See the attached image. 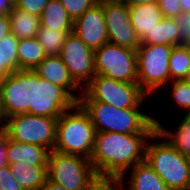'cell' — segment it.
<instances>
[{"label":"cell","mask_w":190,"mask_h":190,"mask_svg":"<svg viewBox=\"0 0 190 190\" xmlns=\"http://www.w3.org/2000/svg\"><path fill=\"white\" fill-rule=\"evenodd\" d=\"M153 133L125 134L96 132L90 161L98 176H121L126 182L128 170L145 161V149Z\"/></svg>","instance_id":"1"},{"label":"cell","mask_w":190,"mask_h":190,"mask_svg":"<svg viewBox=\"0 0 190 190\" xmlns=\"http://www.w3.org/2000/svg\"><path fill=\"white\" fill-rule=\"evenodd\" d=\"M89 114L96 132L154 133L156 123L142 108L119 109L103 102H78Z\"/></svg>","instance_id":"2"},{"label":"cell","mask_w":190,"mask_h":190,"mask_svg":"<svg viewBox=\"0 0 190 190\" xmlns=\"http://www.w3.org/2000/svg\"><path fill=\"white\" fill-rule=\"evenodd\" d=\"M145 161L171 190H190V160L157 130L147 141Z\"/></svg>","instance_id":"3"},{"label":"cell","mask_w":190,"mask_h":190,"mask_svg":"<svg viewBox=\"0 0 190 190\" xmlns=\"http://www.w3.org/2000/svg\"><path fill=\"white\" fill-rule=\"evenodd\" d=\"M95 134L89 114L77 102L58 118L54 151L90 159L94 150Z\"/></svg>","instance_id":"4"},{"label":"cell","mask_w":190,"mask_h":190,"mask_svg":"<svg viewBox=\"0 0 190 190\" xmlns=\"http://www.w3.org/2000/svg\"><path fill=\"white\" fill-rule=\"evenodd\" d=\"M148 96L138 83L120 82L95 75L82 89L78 102H103L119 109L142 108Z\"/></svg>","instance_id":"5"},{"label":"cell","mask_w":190,"mask_h":190,"mask_svg":"<svg viewBox=\"0 0 190 190\" xmlns=\"http://www.w3.org/2000/svg\"><path fill=\"white\" fill-rule=\"evenodd\" d=\"M173 47L165 44H141L136 50L138 84L148 96L169 84V58Z\"/></svg>","instance_id":"6"},{"label":"cell","mask_w":190,"mask_h":190,"mask_svg":"<svg viewBox=\"0 0 190 190\" xmlns=\"http://www.w3.org/2000/svg\"><path fill=\"white\" fill-rule=\"evenodd\" d=\"M48 179L62 185L66 190H88L98 176L90 159L51 151L47 164Z\"/></svg>","instance_id":"7"},{"label":"cell","mask_w":190,"mask_h":190,"mask_svg":"<svg viewBox=\"0 0 190 190\" xmlns=\"http://www.w3.org/2000/svg\"><path fill=\"white\" fill-rule=\"evenodd\" d=\"M58 118L29 113L12 115L6 119L8 137L21 143L35 144L54 150Z\"/></svg>","instance_id":"8"},{"label":"cell","mask_w":190,"mask_h":190,"mask_svg":"<svg viewBox=\"0 0 190 190\" xmlns=\"http://www.w3.org/2000/svg\"><path fill=\"white\" fill-rule=\"evenodd\" d=\"M137 54L130 48L107 42L94 51L96 75H103L120 82L138 83Z\"/></svg>","instance_id":"9"},{"label":"cell","mask_w":190,"mask_h":190,"mask_svg":"<svg viewBox=\"0 0 190 190\" xmlns=\"http://www.w3.org/2000/svg\"><path fill=\"white\" fill-rule=\"evenodd\" d=\"M0 99L6 118L25 113L33 115V70L12 72L1 81Z\"/></svg>","instance_id":"10"},{"label":"cell","mask_w":190,"mask_h":190,"mask_svg":"<svg viewBox=\"0 0 190 190\" xmlns=\"http://www.w3.org/2000/svg\"><path fill=\"white\" fill-rule=\"evenodd\" d=\"M103 6L108 42L137 50L141 41L130 20L129 6L121 0H99Z\"/></svg>","instance_id":"11"},{"label":"cell","mask_w":190,"mask_h":190,"mask_svg":"<svg viewBox=\"0 0 190 190\" xmlns=\"http://www.w3.org/2000/svg\"><path fill=\"white\" fill-rule=\"evenodd\" d=\"M76 103L64 88L39 77L33 71V115L59 118Z\"/></svg>","instance_id":"12"},{"label":"cell","mask_w":190,"mask_h":190,"mask_svg":"<svg viewBox=\"0 0 190 190\" xmlns=\"http://www.w3.org/2000/svg\"><path fill=\"white\" fill-rule=\"evenodd\" d=\"M73 80L83 89L96 75L94 50L71 32L67 35L59 55Z\"/></svg>","instance_id":"13"},{"label":"cell","mask_w":190,"mask_h":190,"mask_svg":"<svg viewBox=\"0 0 190 190\" xmlns=\"http://www.w3.org/2000/svg\"><path fill=\"white\" fill-rule=\"evenodd\" d=\"M73 32L92 50L108 42L103 6L98 2L73 22Z\"/></svg>","instance_id":"14"},{"label":"cell","mask_w":190,"mask_h":190,"mask_svg":"<svg viewBox=\"0 0 190 190\" xmlns=\"http://www.w3.org/2000/svg\"><path fill=\"white\" fill-rule=\"evenodd\" d=\"M33 71L39 77L64 88L77 102L79 101L82 88L73 80L59 55L46 56Z\"/></svg>","instance_id":"15"},{"label":"cell","mask_w":190,"mask_h":190,"mask_svg":"<svg viewBox=\"0 0 190 190\" xmlns=\"http://www.w3.org/2000/svg\"><path fill=\"white\" fill-rule=\"evenodd\" d=\"M50 151L39 145L21 143L7 137L8 165L14 162H27L33 165L47 166Z\"/></svg>","instance_id":"16"},{"label":"cell","mask_w":190,"mask_h":190,"mask_svg":"<svg viewBox=\"0 0 190 190\" xmlns=\"http://www.w3.org/2000/svg\"><path fill=\"white\" fill-rule=\"evenodd\" d=\"M130 20L142 41L164 17L157 3L129 6Z\"/></svg>","instance_id":"17"},{"label":"cell","mask_w":190,"mask_h":190,"mask_svg":"<svg viewBox=\"0 0 190 190\" xmlns=\"http://www.w3.org/2000/svg\"><path fill=\"white\" fill-rule=\"evenodd\" d=\"M10 171L24 190H40L48 178L47 166L14 162L9 165Z\"/></svg>","instance_id":"18"},{"label":"cell","mask_w":190,"mask_h":190,"mask_svg":"<svg viewBox=\"0 0 190 190\" xmlns=\"http://www.w3.org/2000/svg\"><path fill=\"white\" fill-rule=\"evenodd\" d=\"M128 171L130 177L125 190H171L146 161Z\"/></svg>","instance_id":"19"},{"label":"cell","mask_w":190,"mask_h":190,"mask_svg":"<svg viewBox=\"0 0 190 190\" xmlns=\"http://www.w3.org/2000/svg\"><path fill=\"white\" fill-rule=\"evenodd\" d=\"M154 122L156 123L158 133L190 160V113L184 114V117L173 132L163 126L155 116Z\"/></svg>","instance_id":"20"},{"label":"cell","mask_w":190,"mask_h":190,"mask_svg":"<svg viewBox=\"0 0 190 190\" xmlns=\"http://www.w3.org/2000/svg\"><path fill=\"white\" fill-rule=\"evenodd\" d=\"M73 22L60 0H50L40 16V27L54 31H73Z\"/></svg>","instance_id":"21"},{"label":"cell","mask_w":190,"mask_h":190,"mask_svg":"<svg viewBox=\"0 0 190 190\" xmlns=\"http://www.w3.org/2000/svg\"><path fill=\"white\" fill-rule=\"evenodd\" d=\"M11 33L19 40L36 38L40 29V17L13 7L9 14Z\"/></svg>","instance_id":"22"},{"label":"cell","mask_w":190,"mask_h":190,"mask_svg":"<svg viewBox=\"0 0 190 190\" xmlns=\"http://www.w3.org/2000/svg\"><path fill=\"white\" fill-rule=\"evenodd\" d=\"M179 26L174 18L164 17L152 29L141 44L179 46Z\"/></svg>","instance_id":"23"},{"label":"cell","mask_w":190,"mask_h":190,"mask_svg":"<svg viewBox=\"0 0 190 190\" xmlns=\"http://www.w3.org/2000/svg\"><path fill=\"white\" fill-rule=\"evenodd\" d=\"M17 53L19 70H34L47 56L44 48L36 38L20 39Z\"/></svg>","instance_id":"24"},{"label":"cell","mask_w":190,"mask_h":190,"mask_svg":"<svg viewBox=\"0 0 190 190\" xmlns=\"http://www.w3.org/2000/svg\"><path fill=\"white\" fill-rule=\"evenodd\" d=\"M170 82L185 80L190 69V47L174 46L170 58Z\"/></svg>","instance_id":"25"},{"label":"cell","mask_w":190,"mask_h":190,"mask_svg":"<svg viewBox=\"0 0 190 190\" xmlns=\"http://www.w3.org/2000/svg\"><path fill=\"white\" fill-rule=\"evenodd\" d=\"M73 31H54L53 29L40 27L36 39L42 45L47 56L60 55L62 46L69 33Z\"/></svg>","instance_id":"26"},{"label":"cell","mask_w":190,"mask_h":190,"mask_svg":"<svg viewBox=\"0 0 190 190\" xmlns=\"http://www.w3.org/2000/svg\"><path fill=\"white\" fill-rule=\"evenodd\" d=\"M18 42L19 39L12 33L0 40V59L11 73L19 70L18 65Z\"/></svg>","instance_id":"27"},{"label":"cell","mask_w":190,"mask_h":190,"mask_svg":"<svg viewBox=\"0 0 190 190\" xmlns=\"http://www.w3.org/2000/svg\"><path fill=\"white\" fill-rule=\"evenodd\" d=\"M171 82L173 101L180 109L190 113V83L184 80Z\"/></svg>","instance_id":"28"},{"label":"cell","mask_w":190,"mask_h":190,"mask_svg":"<svg viewBox=\"0 0 190 190\" xmlns=\"http://www.w3.org/2000/svg\"><path fill=\"white\" fill-rule=\"evenodd\" d=\"M125 185L121 176H97L88 190H125Z\"/></svg>","instance_id":"29"},{"label":"cell","mask_w":190,"mask_h":190,"mask_svg":"<svg viewBox=\"0 0 190 190\" xmlns=\"http://www.w3.org/2000/svg\"><path fill=\"white\" fill-rule=\"evenodd\" d=\"M99 0H60L73 21L86 10L92 8Z\"/></svg>","instance_id":"30"},{"label":"cell","mask_w":190,"mask_h":190,"mask_svg":"<svg viewBox=\"0 0 190 190\" xmlns=\"http://www.w3.org/2000/svg\"><path fill=\"white\" fill-rule=\"evenodd\" d=\"M179 26V46L190 45V13H180L174 17Z\"/></svg>","instance_id":"31"},{"label":"cell","mask_w":190,"mask_h":190,"mask_svg":"<svg viewBox=\"0 0 190 190\" xmlns=\"http://www.w3.org/2000/svg\"><path fill=\"white\" fill-rule=\"evenodd\" d=\"M50 0H15L14 4L20 10L40 17Z\"/></svg>","instance_id":"32"},{"label":"cell","mask_w":190,"mask_h":190,"mask_svg":"<svg viewBox=\"0 0 190 190\" xmlns=\"http://www.w3.org/2000/svg\"><path fill=\"white\" fill-rule=\"evenodd\" d=\"M0 190H24L13 177L8 165L0 168Z\"/></svg>","instance_id":"33"},{"label":"cell","mask_w":190,"mask_h":190,"mask_svg":"<svg viewBox=\"0 0 190 190\" xmlns=\"http://www.w3.org/2000/svg\"><path fill=\"white\" fill-rule=\"evenodd\" d=\"M157 4L162 11L163 17L174 18L182 13L180 0H158Z\"/></svg>","instance_id":"34"},{"label":"cell","mask_w":190,"mask_h":190,"mask_svg":"<svg viewBox=\"0 0 190 190\" xmlns=\"http://www.w3.org/2000/svg\"><path fill=\"white\" fill-rule=\"evenodd\" d=\"M7 137L8 134L5 130L0 131V168L8 165Z\"/></svg>","instance_id":"35"},{"label":"cell","mask_w":190,"mask_h":190,"mask_svg":"<svg viewBox=\"0 0 190 190\" xmlns=\"http://www.w3.org/2000/svg\"><path fill=\"white\" fill-rule=\"evenodd\" d=\"M11 33L9 15H0V40Z\"/></svg>","instance_id":"36"},{"label":"cell","mask_w":190,"mask_h":190,"mask_svg":"<svg viewBox=\"0 0 190 190\" xmlns=\"http://www.w3.org/2000/svg\"><path fill=\"white\" fill-rule=\"evenodd\" d=\"M15 0H0V15H9L12 11Z\"/></svg>","instance_id":"37"},{"label":"cell","mask_w":190,"mask_h":190,"mask_svg":"<svg viewBox=\"0 0 190 190\" xmlns=\"http://www.w3.org/2000/svg\"><path fill=\"white\" fill-rule=\"evenodd\" d=\"M40 190H66L62 185H59L47 178L46 183Z\"/></svg>","instance_id":"38"},{"label":"cell","mask_w":190,"mask_h":190,"mask_svg":"<svg viewBox=\"0 0 190 190\" xmlns=\"http://www.w3.org/2000/svg\"><path fill=\"white\" fill-rule=\"evenodd\" d=\"M128 6H135L140 4H150V3H157L158 0H121Z\"/></svg>","instance_id":"39"},{"label":"cell","mask_w":190,"mask_h":190,"mask_svg":"<svg viewBox=\"0 0 190 190\" xmlns=\"http://www.w3.org/2000/svg\"><path fill=\"white\" fill-rule=\"evenodd\" d=\"M6 117L5 114L3 112V108H2V102L0 99V131L5 130V126H6Z\"/></svg>","instance_id":"40"},{"label":"cell","mask_w":190,"mask_h":190,"mask_svg":"<svg viewBox=\"0 0 190 190\" xmlns=\"http://www.w3.org/2000/svg\"><path fill=\"white\" fill-rule=\"evenodd\" d=\"M11 74V72L2 65L1 59H0V82L3 81L6 77H8Z\"/></svg>","instance_id":"41"},{"label":"cell","mask_w":190,"mask_h":190,"mask_svg":"<svg viewBox=\"0 0 190 190\" xmlns=\"http://www.w3.org/2000/svg\"><path fill=\"white\" fill-rule=\"evenodd\" d=\"M183 13H190V0H180Z\"/></svg>","instance_id":"42"},{"label":"cell","mask_w":190,"mask_h":190,"mask_svg":"<svg viewBox=\"0 0 190 190\" xmlns=\"http://www.w3.org/2000/svg\"><path fill=\"white\" fill-rule=\"evenodd\" d=\"M184 81L190 83V69H189L188 74H187V76H186V78H185Z\"/></svg>","instance_id":"43"}]
</instances>
